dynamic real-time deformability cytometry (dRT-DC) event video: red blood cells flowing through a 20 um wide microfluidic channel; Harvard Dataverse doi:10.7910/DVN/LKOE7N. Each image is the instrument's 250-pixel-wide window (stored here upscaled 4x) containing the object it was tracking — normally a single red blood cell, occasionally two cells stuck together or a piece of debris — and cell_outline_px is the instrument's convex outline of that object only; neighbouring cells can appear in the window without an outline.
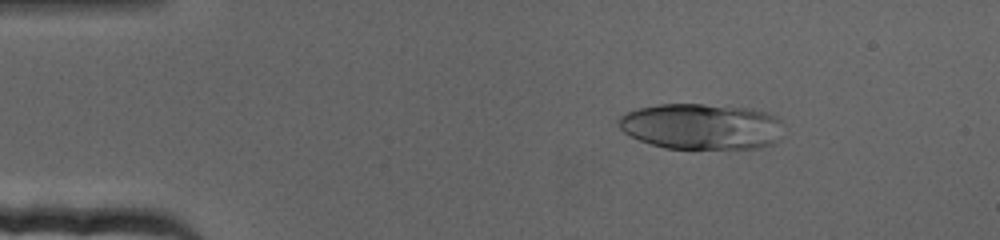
{"species": "human", "species_latin": "Homo sapiens", "temperature_condition": "cold", "stored_images_in_passage": 70, "camera_frame_rate_fps": 3000, "um_per_image_px": 0.085, "donor": {"sex": "female"}, "frame": {"image": 1, "passage_image": 11, "time_ms": 3.333, "image_size_px": [1000, 240], "cell_outline_px": [[784, 124], [780, 140], [776, 144], [760, 148], [664, 148], [640, 140], [624, 132], [620, 128], [620, 116], [628, 112], [640, 108], [656, 104], [704, 104], [748, 108], [768, 112], [776, 116]], "centroid_in_image_um": [59.71, 10.75], "position_along_channel_um": 25.3, "area_um2": 44.33}}
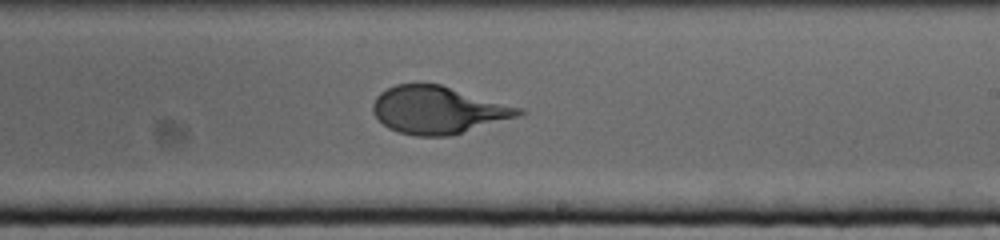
{"frame": {"image": 2, "passage_image": 42, "time_ms": 13.667, "image_size_px": [1000, 240], "cell_outline_px": [[524, 112], [520, 116], [448, 136], [416, 136], [400, 132], [388, 128], [372, 112], [372, 104], [376, 96], [380, 92], [396, 84], [440, 84], [524, 108]], "centroid_in_image_um": [37.24, 9.34], "position_along_channel_um": 251.8, "area_um2": 40.17}}
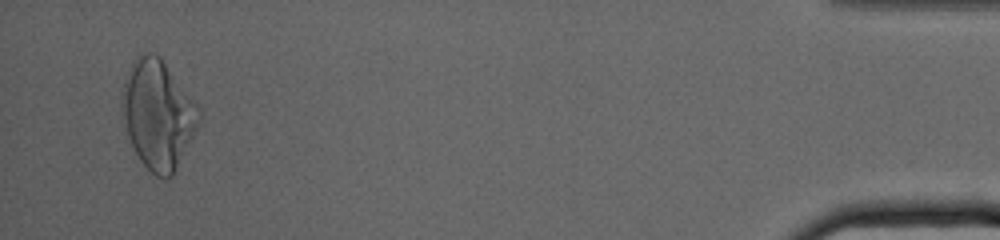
{"frame": {"image": 3, "passage_image": 68, "time_ms": 22.333, "image_size_px": [1000, 240], "cell_outline_px": [[200, 124], [172, 176], [156, 176], [140, 160], [128, 136], [120, 112], [120, 92], [124, 76], [136, 56], [140, 52], [156, 52], [160, 56], [200, 108]], "centroid_in_image_um": [13.39, 9.66], "position_along_channel_um": 421.8, "area_um2": 49.13}}